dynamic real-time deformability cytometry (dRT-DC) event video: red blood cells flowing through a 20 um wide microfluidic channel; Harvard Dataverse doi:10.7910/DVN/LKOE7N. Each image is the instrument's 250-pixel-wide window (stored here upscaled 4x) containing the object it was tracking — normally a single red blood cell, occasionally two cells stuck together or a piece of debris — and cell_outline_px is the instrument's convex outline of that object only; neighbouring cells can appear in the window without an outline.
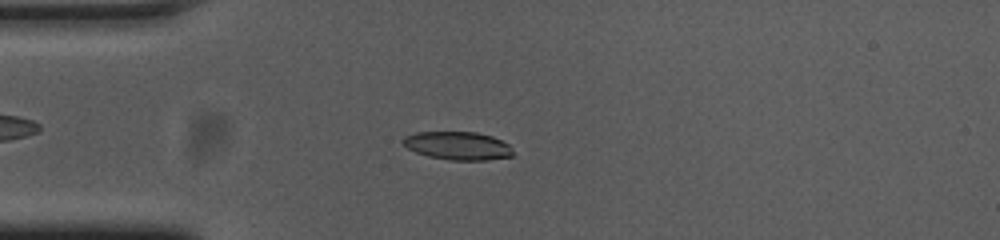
{"species": "common noctule bat (a hibernating species)", "species_latin": "Nyctalus noctula", "temperature_condition": "cold", "stored_images_in_passage": 53, "camera_frame_rate_fps": 3000, "um_per_image_px": 0.085, "animal": {"sex": "female", "body_mass_g": 23.0, "forearm_length_mm": 53.4}, "frame": {"image": 1, "passage_image": 13, "time_ms": 4.0, "image_size_px": [1000, 240], "cell_outline_px": [[512, 156], [484, 160], [452, 160], [428, 156], [416, 152], [408, 148], [400, 140], [404, 136], [416, 132], [476, 132], [492, 136], [508, 144], [512, 152]], "centroid_in_image_um": [38.87, 12.38], "position_along_channel_um": 46.1, "area_um2": 17.92}}
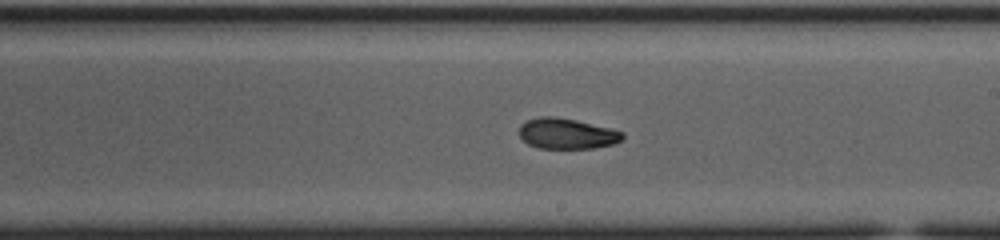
{"frame": {"image": 2, "passage_image": 30, "time_ms": 9.667, "image_size_px": [1000, 240], "cell_outline_px": [[624, 136], [620, 140], [612, 144], [592, 148], [540, 148], [528, 144], [520, 136], [520, 124], [528, 120], [540, 116], [552, 116], [576, 120], [624, 132]], "centroid_in_image_um": [48.16, 11.35], "position_along_channel_um": 240.8, "area_um2": 18.15}}
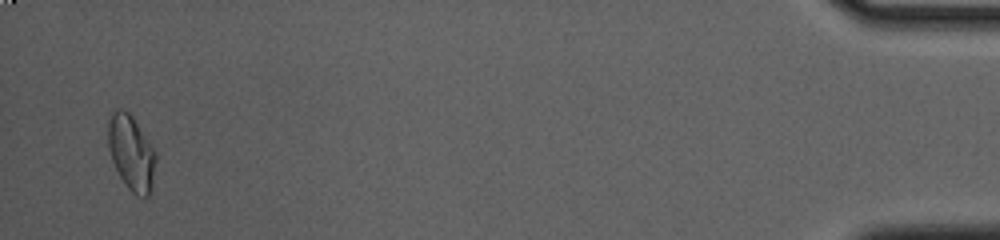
{"frame": {"image": 3, "passage_image": 52, "time_ms": 17.0, "image_size_px": [1000, 240], "cell_outline_px": [[156, 160], [152, 192], [148, 196], [136, 196], [124, 184], [112, 160], [108, 148], [108, 124], [112, 112], [116, 108], [120, 108], [128, 112], [132, 116], [156, 152]], "centroid_in_image_um": [11.17, 13.01], "position_along_channel_um": 424.0, "area_um2": 20.92}, "authors_computed_cell_mechanics": {"area_um2": 18.8428, "velocity_mm_per_s": 3.7055, "shape_relaxation_time_tau1_ms": null, "shape_relaxation_time_tau2_ms": 2.6042, "deformation_change_tau1": null, "deformation_change_tau2": 0.0748}}